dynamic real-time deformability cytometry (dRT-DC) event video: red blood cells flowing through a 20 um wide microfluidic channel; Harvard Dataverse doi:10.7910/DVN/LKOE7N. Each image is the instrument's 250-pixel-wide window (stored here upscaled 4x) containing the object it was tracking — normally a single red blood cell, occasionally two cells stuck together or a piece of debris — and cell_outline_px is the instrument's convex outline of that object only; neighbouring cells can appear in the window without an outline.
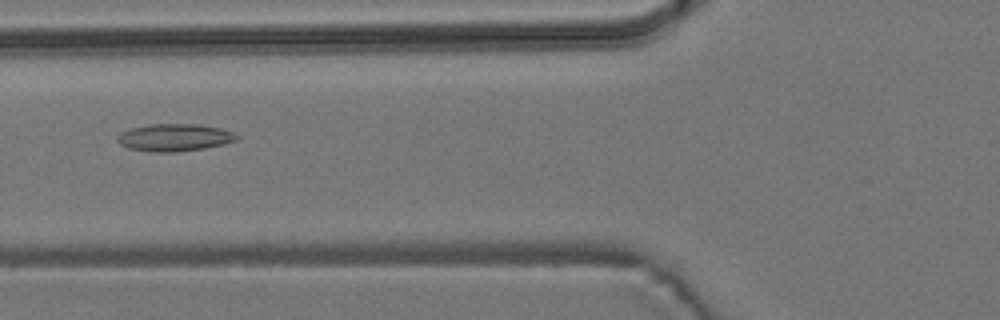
{"species": "common noctule bat (a hibernating species)", "species_latin": "Nyctalus noctula", "temperature_condition": "room temperature", "stored_images_in_passage": 9, "camera_frame_rate_fps": 3000, "um_per_image_px": 0.085, "animal": {"sex": "male", "body_mass_g": 19.2, "forearm_length_mm": 51.8}, "frame": {"image": 1, "passage_image": 6, "time_ms": 6.0, "image_size_px": [1000, 320], "cell_outline_px": [[240, 140], [224, 144], [204, 148], [176, 152], [148, 152], [128, 148], [120, 144], [116, 140], [116, 136], [120, 132], [132, 128], [148, 124], [200, 124], [220, 128], [232, 132], [240, 136]], "centroid_in_image_um": [14.83, 11.69], "position_along_channel_um": 111.0, "area_um2": 19.31}}
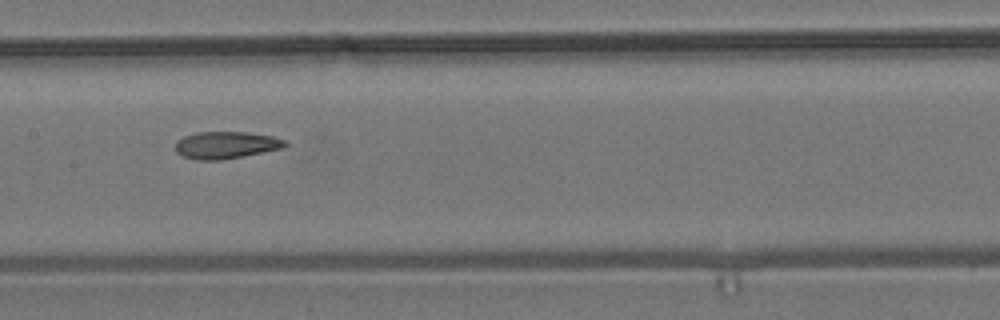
{"frame": {"image": 2, "passage_image": 8, "time_ms": 8.0, "image_size_px": [1000, 320], "cell_outline_px": [[288, 144], [284, 148], [220, 160], [196, 160], [180, 156], [176, 152], [176, 140], [184, 136], [196, 132], [244, 132], [272, 136], [284, 140]], "centroid_in_image_um": [19.16, 12.33], "position_along_channel_um": 188.2, "area_um2": 17.34}}
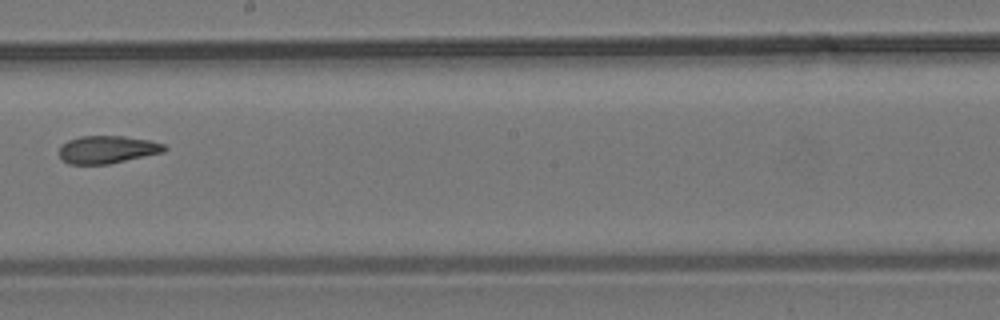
{"frame": {"image": 3, "passage_image": 9, "time_ms": 9.333, "image_size_px": [1000, 320], "cell_outline_px": [[168, 148], [164, 152], [108, 164], [68, 164], [60, 156], [60, 144], [68, 140], [80, 136], [124, 136], [148, 140], [164, 144]], "centroid_in_image_um": [9.12, 12.7], "position_along_channel_um": 239.1, "area_um2": 16.94}}